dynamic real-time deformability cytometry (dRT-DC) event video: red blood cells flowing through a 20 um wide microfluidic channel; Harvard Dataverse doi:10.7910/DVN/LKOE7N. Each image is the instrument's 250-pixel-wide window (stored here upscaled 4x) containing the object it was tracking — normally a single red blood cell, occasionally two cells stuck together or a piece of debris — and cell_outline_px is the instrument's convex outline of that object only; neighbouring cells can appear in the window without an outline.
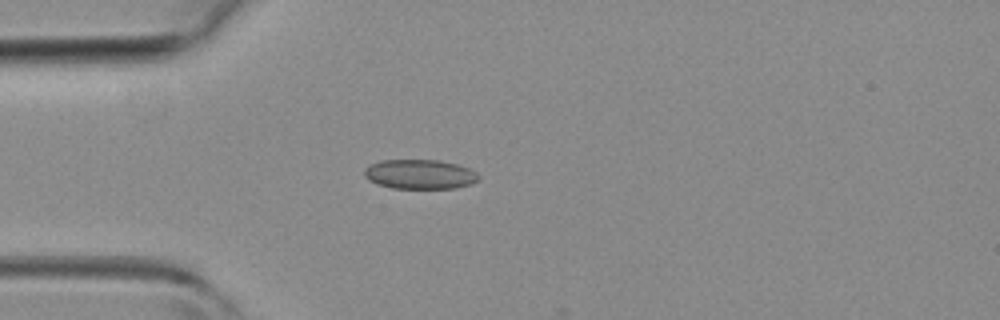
{"species": "common noctule bat (a hibernating species)", "species_latin": "Nyctalus noctula", "temperature_condition": "room temperature", "stored_images_in_passage": 5, "camera_frame_rate_fps": 3000, "um_per_image_px": 0.085, "animal": {"sex": "female", "body_mass_g": 19.3, "forearm_length_mm": 54.1}, "frame": {"image": 1, "passage_image": 4, "time_ms": 1.0, "image_size_px": [1000, 320], "cell_outline_px": [[480, 180], [472, 184], [456, 188], [392, 188], [376, 184], [368, 180], [364, 176], [364, 168], [380, 160], [440, 160], [456, 164], [468, 168], [476, 172], [480, 176]], "centroid_in_image_um": [35.69, 14.81], "position_along_channel_um": 49.3, "area_um2": 19.83}}